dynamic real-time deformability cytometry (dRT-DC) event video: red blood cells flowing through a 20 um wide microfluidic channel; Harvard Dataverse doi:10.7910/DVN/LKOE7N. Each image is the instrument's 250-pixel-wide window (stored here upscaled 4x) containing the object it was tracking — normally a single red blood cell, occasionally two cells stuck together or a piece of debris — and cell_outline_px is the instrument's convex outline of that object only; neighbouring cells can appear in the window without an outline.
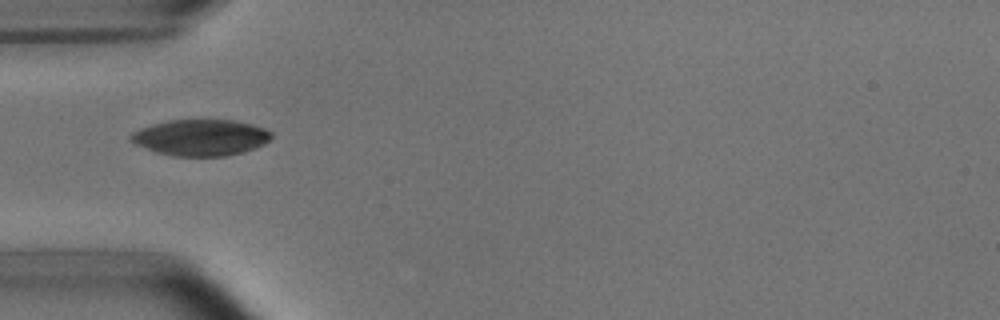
{"species": "common noctule bat (a hibernating species)", "species_latin": "Nyctalus noctula", "temperature_condition": "room temperature", "stored_images_in_passage": 7, "camera_frame_rate_fps": 3000, "um_per_image_px": 0.085, "animal": {"sex": "male", "body_mass_g": 15.6}, "frame": {"image": 1, "passage_image": 4, "time_ms": 3.667, "image_size_px": [1000, 320], "cell_outline_px": [[272, 136], [264, 144], [256, 148], [244, 152], [224, 156], [172, 156], [156, 152], [136, 144], [128, 140], [128, 136], [132, 132], [140, 128], [152, 124], [168, 120], [232, 120], [252, 124], [264, 128], [272, 132]], "centroid_in_image_um": [17.04, 11.69], "position_along_channel_um": 68.0, "area_um2": 29.82}}
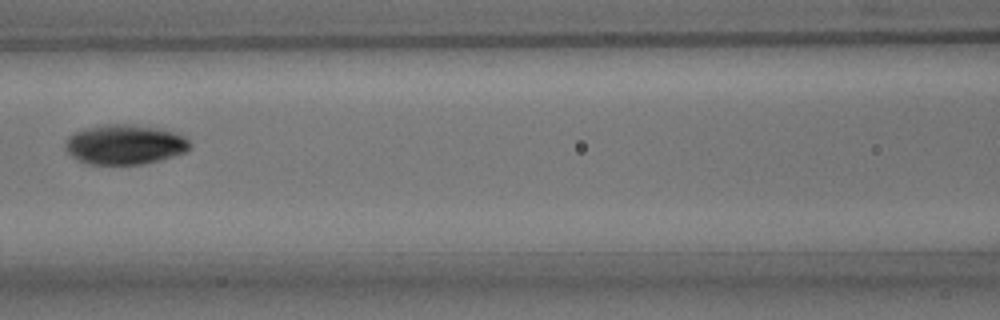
{"frame": {"image": 2, "passage_image": 6, "time_ms": 6.0, "image_size_px": [1000, 320], "cell_outline_px": [[192, 148], [184, 152], [160, 160], [144, 164], [88, 164], [76, 160], [64, 148], [64, 144], [68, 136], [84, 128], [108, 124], [132, 124], [160, 128], [176, 132], [184, 136], [192, 144]], "centroid_in_image_um": [10.61, 12.28], "position_along_channel_um": 156.0, "area_um2": 29.19}}
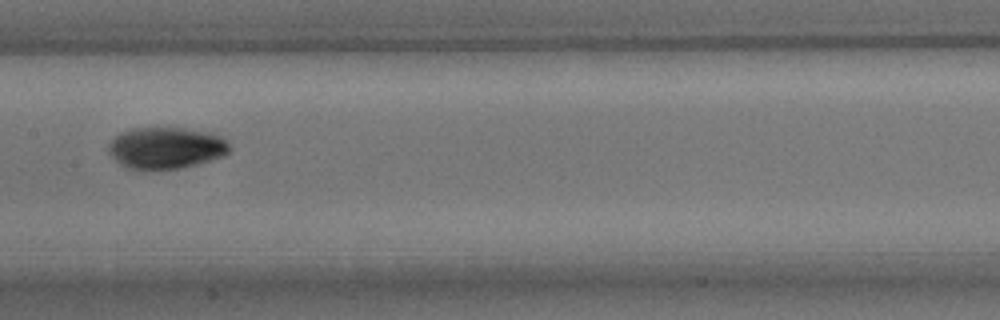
{"frame": {"image": 3, "passage_image": 7, "time_ms": 7.0, "image_size_px": [1000, 320], "cell_outline_px": [[232, 148], [224, 156], [196, 164], [180, 168], [128, 168], [120, 164], [108, 152], [108, 144], [120, 132], [132, 128], [184, 128], [208, 132], [220, 136], [228, 140]], "centroid_in_image_um": [14.14, 12.55], "position_along_channel_um": 193.3, "area_um2": 29.13}}